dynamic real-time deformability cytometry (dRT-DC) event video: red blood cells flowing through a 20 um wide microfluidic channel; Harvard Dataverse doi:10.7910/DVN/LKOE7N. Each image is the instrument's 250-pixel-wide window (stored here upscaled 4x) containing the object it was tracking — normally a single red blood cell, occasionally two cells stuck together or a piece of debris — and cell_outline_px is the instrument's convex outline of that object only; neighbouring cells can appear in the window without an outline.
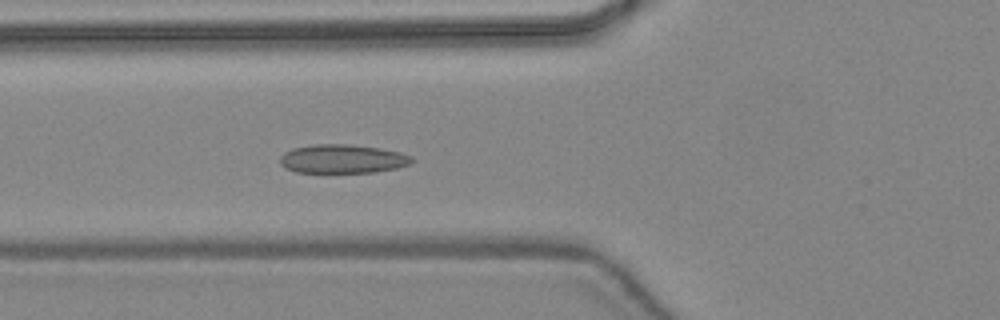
{"species": "common noctule bat (a hibernating species)", "species_latin": "Nyctalus noctula", "temperature_condition": "warm", "stored_images_in_passage": 42, "camera_frame_rate_fps": 3000, "um_per_image_px": 0.085, "animal": {"sex": "female", "body_mass_g": 24.6, "forearm_length_mm": 56.2}, "frame": {"image": 1, "passage_image": 19, "time_ms": 6.0, "image_size_px": [1000, 320], "cell_outline_px": [[416, 160], [408, 164], [396, 168], [376, 172], [296, 172], [284, 168], [280, 164], [280, 156], [284, 152], [292, 148], [312, 144], [348, 144], [380, 148], [400, 152], [412, 156]], "centroid_in_image_um": [29.1, 13.5], "position_along_channel_um": 96.7, "area_um2": 22.25}}
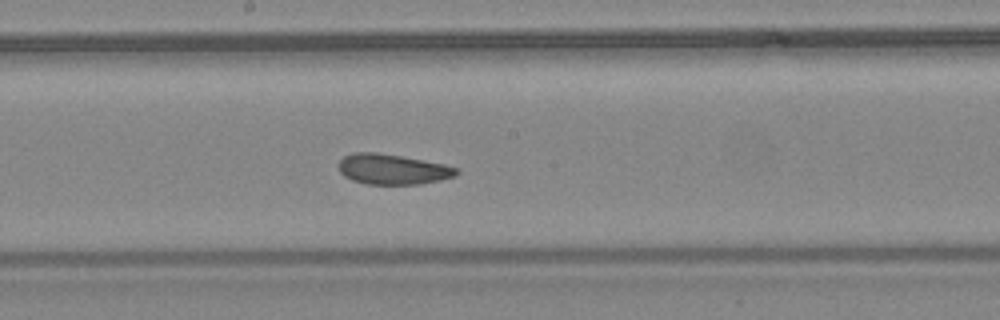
{"frame": {"image": 2, "passage_image": 27, "time_ms": 8.667, "image_size_px": [1000, 320], "cell_outline_px": [[460, 172], [456, 176], [440, 180], [420, 184], [364, 184], [352, 180], [344, 176], [340, 172], [340, 160], [344, 156], [352, 152], [376, 152], [400, 156], [444, 164], [456, 168]], "centroid_in_image_um": [33.36, 14.39], "position_along_channel_um": 214.8, "area_um2": 20.75}}
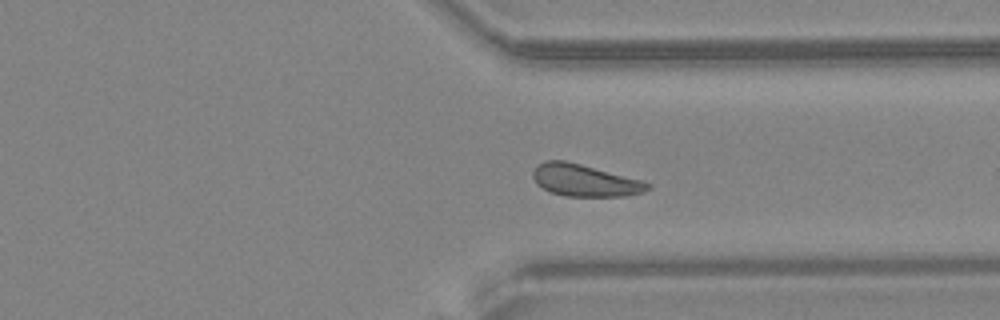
{"frame": {"image": 3, "passage_image": 37, "time_ms": 12.0, "image_size_px": [1000, 320], "cell_outline_px": [[652, 188], [644, 192], [624, 196], [564, 196], [548, 192], [536, 184], [532, 176], [532, 172], [536, 164], [544, 160], [564, 160], [644, 180], [652, 184]], "centroid_in_image_um": [49.7, 15.33], "position_along_channel_um": 361.7, "area_um2": 21.79}, "authors_computed_cell_mechanics": {"area_um2": 21.7039, "velocity_mm_per_s": 4.4078, "shape_relaxation_time_tau1_ms": 3.5973, "shape_relaxation_time_tau2_ms": 2.464, "deformation_change_tau1": 0.0791, "deformation_change_tau2": 0.0639}}